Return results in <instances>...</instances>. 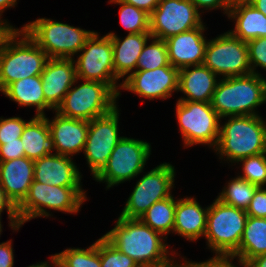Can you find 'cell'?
I'll return each mask as SVG.
<instances>
[{"label": "cell", "mask_w": 266, "mask_h": 267, "mask_svg": "<svg viewBox=\"0 0 266 267\" xmlns=\"http://www.w3.org/2000/svg\"><path fill=\"white\" fill-rule=\"evenodd\" d=\"M103 237L120 252L132 258L139 267H162L171 264L175 259L169 257V247L163 242L167 237L152 230L139 218L119 216L115 227Z\"/></svg>", "instance_id": "cell-1"}, {"label": "cell", "mask_w": 266, "mask_h": 267, "mask_svg": "<svg viewBox=\"0 0 266 267\" xmlns=\"http://www.w3.org/2000/svg\"><path fill=\"white\" fill-rule=\"evenodd\" d=\"M264 103L266 78L253 73L221 78L210 102L221 119L228 116L259 115L255 109Z\"/></svg>", "instance_id": "cell-2"}, {"label": "cell", "mask_w": 266, "mask_h": 267, "mask_svg": "<svg viewBox=\"0 0 266 267\" xmlns=\"http://www.w3.org/2000/svg\"><path fill=\"white\" fill-rule=\"evenodd\" d=\"M48 60L23 29H13L0 47V91L25 77L41 75Z\"/></svg>", "instance_id": "cell-3"}, {"label": "cell", "mask_w": 266, "mask_h": 267, "mask_svg": "<svg viewBox=\"0 0 266 267\" xmlns=\"http://www.w3.org/2000/svg\"><path fill=\"white\" fill-rule=\"evenodd\" d=\"M214 150L228 162L266 152V122L260 115L228 116Z\"/></svg>", "instance_id": "cell-4"}, {"label": "cell", "mask_w": 266, "mask_h": 267, "mask_svg": "<svg viewBox=\"0 0 266 267\" xmlns=\"http://www.w3.org/2000/svg\"><path fill=\"white\" fill-rule=\"evenodd\" d=\"M248 214L218 198L209 206L205 238L214 258H230L238 249Z\"/></svg>", "instance_id": "cell-5"}, {"label": "cell", "mask_w": 266, "mask_h": 267, "mask_svg": "<svg viewBox=\"0 0 266 267\" xmlns=\"http://www.w3.org/2000/svg\"><path fill=\"white\" fill-rule=\"evenodd\" d=\"M81 187H60L33 180L23 202L17 207L20 225L36 217H49L46 209L78 213L86 200Z\"/></svg>", "instance_id": "cell-6"}, {"label": "cell", "mask_w": 266, "mask_h": 267, "mask_svg": "<svg viewBox=\"0 0 266 267\" xmlns=\"http://www.w3.org/2000/svg\"><path fill=\"white\" fill-rule=\"evenodd\" d=\"M22 29L49 58H74L95 32L47 18H38Z\"/></svg>", "instance_id": "cell-7"}, {"label": "cell", "mask_w": 266, "mask_h": 267, "mask_svg": "<svg viewBox=\"0 0 266 267\" xmlns=\"http://www.w3.org/2000/svg\"><path fill=\"white\" fill-rule=\"evenodd\" d=\"M118 97L107 84L84 80L78 87L71 86L56 112L67 118L91 121L117 107Z\"/></svg>", "instance_id": "cell-8"}, {"label": "cell", "mask_w": 266, "mask_h": 267, "mask_svg": "<svg viewBox=\"0 0 266 267\" xmlns=\"http://www.w3.org/2000/svg\"><path fill=\"white\" fill-rule=\"evenodd\" d=\"M176 116L184 147L204 144L215 148L221 118L207 102L177 101Z\"/></svg>", "instance_id": "cell-9"}, {"label": "cell", "mask_w": 266, "mask_h": 267, "mask_svg": "<svg viewBox=\"0 0 266 267\" xmlns=\"http://www.w3.org/2000/svg\"><path fill=\"white\" fill-rule=\"evenodd\" d=\"M100 37L94 32L80 50L82 54L74 60L77 79L107 84L119 96L121 83L118 84L115 77L111 38L108 35Z\"/></svg>", "instance_id": "cell-10"}, {"label": "cell", "mask_w": 266, "mask_h": 267, "mask_svg": "<svg viewBox=\"0 0 266 267\" xmlns=\"http://www.w3.org/2000/svg\"><path fill=\"white\" fill-rule=\"evenodd\" d=\"M150 154V143L123 136L114 147L107 166L95 180L106 182L107 189L119 185V183L130 181L143 172Z\"/></svg>", "instance_id": "cell-11"}, {"label": "cell", "mask_w": 266, "mask_h": 267, "mask_svg": "<svg viewBox=\"0 0 266 267\" xmlns=\"http://www.w3.org/2000/svg\"><path fill=\"white\" fill-rule=\"evenodd\" d=\"M175 169L169 163H162L137 181L133 192L120 214L122 218H140L155 202L171 196Z\"/></svg>", "instance_id": "cell-12"}, {"label": "cell", "mask_w": 266, "mask_h": 267, "mask_svg": "<svg viewBox=\"0 0 266 267\" xmlns=\"http://www.w3.org/2000/svg\"><path fill=\"white\" fill-rule=\"evenodd\" d=\"M203 64L222 78L252 74L247 43L229 31L208 41Z\"/></svg>", "instance_id": "cell-13"}, {"label": "cell", "mask_w": 266, "mask_h": 267, "mask_svg": "<svg viewBox=\"0 0 266 267\" xmlns=\"http://www.w3.org/2000/svg\"><path fill=\"white\" fill-rule=\"evenodd\" d=\"M118 112L115 107L108 114L89 121L83 152L94 178L107 166L114 147L123 138L118 134Z\"/></svg>", "instance_id": "cell-14"}, {"label": "cell", "mask_w": 266, "mask_h": 267, "mask_svg": "<svg viewBox=\"0 0 266 267\" xmlns=\"http://www.w3.org/2000/svg\"><path fill=\"white\" fill-rule=\"evenodd\" d=\"M202 24L201 14L190 0H160L150 14V34L160 40L195 29Z\"/></svg>", "instance_id": "cell-15"}, {"label": "cell", "mask_w": 266, "mask_h": 267, "mask_svg": "<svg viewBox=\"0 0 266 267\" xmlns=\"http://www.w3.org/2000/svg\"><path fill=\"white\" fill-rule=\"evenodd\" d=\"M179 69L171 66L154 70H136L121 83V89L133 92L139 97L167 99L174 91L178 92Z\"/></svg>", "instance_id": "cell-16"}, {"label": "cell", "mask_w": 266, "mask_h": 267, "mask_svg": "<svg viewBox=\"0 0 266 267\" xmlns=\"http://www.w3.org/2000/svg\"><path fill=\"white\" fill-rule=\"evenodd\" d=\"M40 76L45 102L56 111L66 93L78 80L74 59L49 58Z\"/></svg>", "instance_id": "cell-17"}, {"label": "cell", "mask_w": 266, "mask_h": 267, "mask_svg": "<svg viewBox=\"0 0 266 267\" xmlns=\"http://www.w3.org/2000/svg\"><path fill=\"white\" fill-rule=\"evenodd\" d=\"M205 25L167 38L169 63L178 69L201 65L205 59L208 41L204 37Z\"/></svg>", "instance_id": "cell-18"}, {"label": "cell", "mask_w": 266, "mask_h": 267, "mask_svg": "<svg viewBox=\"0 0 266 267\" xmlns=\"http://www.w3.org/2000/svg\"><path fill=\"white\" fill-rule=\"evenodd\" d=\"M53 120L47 119L50 136L55 152L64 156H73L84 150L89 121L61 116L55 111Z\"/></svg>", "instance_id": "cell-19"}, {"label": "cell", "mask_w": 266, "mask_h": 267, "mask_svg": "<svg viewBox=\"0 0 266 267\" xmlns=\"http://www.w3.org/2000/svg\"><path fill=\"white\" fill-rule=\"evenodd\" d=\"M69 156L49 154L34 160V180L52 186L81 187L82 175Z\"/></svg>", "instance_id": "cell-20"}, {"label": "cell", "mask_w": 266, "mask_h": 267, "mask_svg": "<svg viewBox=\"0 0 266 267\" xmlns=\"http://www.w3.org/2000/svg\"><path fill=\"white\" fill-rule=\"evenodd\" d=\"M33 180L34 160L20 157L0 161V185L16 207L27 196Z\"/></svg>", "instance_id": "cell-21"}, {"label": "cell", "mask_w": 266, "mask_h": 267, "mask_svg": "<svg viewBox=\"0 0 266 267\" xmlns=\"http://www.w3.org/2000/svg\"><path fill=\"white\" fill-rule=\"evenodd\" d=\"M216 78L217 75L204 64L179 69L178 91L186 97H181L178 101L210 103L220 80Z\"/></svg>", "instance_id": "cell-22"}, {"label": "cell", "mask_w": 266, "mask_h": 267, "mask_svg": "<svg viewBox=\"0 0 266 267\" xmlns=\"http://www.w3.org/2000/svg\"><path fill=\"white\" fill-rule=\"evenodd\" d=\"M209 206L202 208L195 198L176 200L173 233L189 241H196L205 235Z\"/></svg>", "instance_id": "cell-23"}, {"label": "cell", "mask_w": 266, "mask_h": 267, "mask_svg": "<svg viewBox=\"0 0 266 267\" xmlns=\"http://www.w3.org/2000/svg\"><path fill=\"white\" fill-rule=\"evenodd\" d=\"M113 46V63L115 77L120 80L129 76L137 68L138 57L144 45L151 40L150 33L128 34L121 40L114 32L107 34ZM128 74V75H127Z\"/></svg>", "instance_id": "cell-24"}, {"label": "cell", "mask_w": 266, "mask_h": 267, "mask_svg": "<svg viewBox=\"0 0 266 267\" xmlns=\"http://www.w3.org/2000/svg\"><path fill=\"white\" fill-rule=\"evenodd\" d=\"M227 16L236 21L229 32L243 42L266 37V16L248 1H234Z\"/></svg>", "instance_id": "cell-25"}, {"label": "cell", "mask_w": 266, "mask_h": 267, "mask_svg": "<svg viewBox=\"0 0 266 267\" xmlns=\"http://www.w3.org/2000/svg\"><path fill=\"white\" fill-rule=\"evenodd\" d=\"M25 157L31 160L40 159L55 151L54 142L46 116H34L24 127L21 135Z\"/></svg>", "instance_id": "cell-26"}, {"label": "cell", "mask_w": 266, "mask_h": 267, "mask_svg": "<svg viewBox=\"0 0 266 267\" xmlns=\"http://www.w3.org/2000/svg\"><path fill=\"white\" fill-rule=\"evenodd\" d=\"M2 93L22 107H36V115L45 116V109L52 108L45 102L40 75L25 77L9 84Z\"/></svg>", "instance_id": "cell-27"}, {"label": "cell", "mask_w": 266, "mask_h": 267, "mask_svg": "<svg viewBox=\"0 0 266 267\" xmlns=\"http://www.w3.org/2000/svg\"><path fill=\"white\" fill-rule=\"evenodd\" d=\"M266 254V218L248 216L239 249L230 257L246 264L256 256Z\"/></svg>", "instance_id": "cell-28"}, {"label": "cell", "mask_w": 266, "mask_h": 267, "mask_svg": "<svg viewBox=\"0 0 266 267\" xmlns=\"http://www.w3.org/2000/svg\"><path fill=\"white\" fill-rule=\"evenodd\" d=\"M176 200L170 197L155 202L140 216V220L152 230L160 232L163 236L173 233Z\"/></svg>", "instance_id": "cell-29"}, {"label": "cell", "mask_w": 266, "mask_h": 267, "mask_svg": "<svg viewBox=\"0 0 266 267\" xmlns=\"http://www.w3.org/2000/svg\"><path fill=\"white\" fill-rule=\"evenodd\" d=\"M226 186H224L217 198L227 205L244 211L249 207L255 191L259 188V186L238 176L230 180V182L228 181Z\"/></svg>", "instance_id": "cell-30"}, {"label": "cell", "mask_w": 266, "mask_h": 267, "mask_svg": "<svg viewBox=\"0 0 266 267\" xmlns=\"http://www.w3.org/2000/svg\"><path fill=\"white\" fill-rule=\"evenodd\" d=\"M54 256L65 267H101L100 238L87 249L69 248Z\"/></svg>", "instance_id": "cell-31"}, {"label": "cell", "mask_w": 266, "mask_h": 267, "mask_svg": "<svg viewBox=\"0 0 266 267\" xmlns=\"http://www.w3.org/2000/svg\"><path fill=\"white\" fill-rule=\"evenodd\" d=\"M109 3L120 5V23L128 34L150 33V14L122 0H110Z\"/></svg>", "instance_id": "cell-32"}, {"label": "cell", "mask_w": 266, "mask_h": 267, "mask_svg": "<svg viewBox=\"0 0 266 267\" xmlns=\"http://www.w3.org/2000/svg\"><path fill=\"white\" fill-rule=\"evenodd\" d=\"M151 43L143 47L138 57L136 70H154L159 67L171 66L168 60V49L165 40L151 38Z\"/></svg>", "instance_id": "cell-33"}, {"label": "cell", "mask_w": 266, "mask_h": 267, "mask_svg": "<svg viewBox=\"0 0 266 267\" xmlns=\"http://www.w3.org/2000/svg\"><path fill=\"white\" fill-rule=\"evenodd\" d=\"M243 174L238 177L259 187L266 185V152L239 160Z\"/></svg>", "instance_id": "cell-34"}, {"label": "cell", "mask_w": 266, "mask_h": 267, "mask_svg": "<svg viewBox=\"0 0 266 267\" xmlns=\"http://www.w3.org/2000/svg\"><path fill=\"white\" fill-rule=\"evenodd\" d=\"M101 267H139L129 256L120 252L103 236L100 238Z\"/></svg>", "instance_id": "cell-35"}, {"label": "cell", "mask_w": 266, "mask_h": 267, "mask_svg": "<svg viewBox=\"0 0 266 267\" xmlns=\"http://www.w3.org/2000/svg\"><path fill=\"white\" fill-rule=\"evenodd\" d=\"M30 120H24L20 117H10L3 119L0 117V145L6 142L17 141L20 138L24 127Z\"/></svg>", "instance_id": "cell-36"}, {"label": "cell", "mask_w": 266, "mask_h": 267, "mask_svg": "<svg viewBox=\"0 0 266 267\" xmlns=\"http://www.w3.org/2000/svg\"><path fill=\"white\" fill-rule=\"evenodd\" d=\"M249 63L253 74L256 72V67H261L266 70V37L255 38L247 42Z\"/></svg>", "instance_id": "cell-37"}, {"label": "cell", "mask_w": 266, "mask_h": 267, "mask_svg": "<svg viewBox=\"0 0 266 267\" xmlns=\"http://www.w3.org/2000/svg\"><path fill=\"white\" fill-rule=\"evenodd\" d=\"M248 216L266 218V188L259 187L246 210Z\"/></svg>", "instance_id": "cell-38"}, {"label": "cell", "mask_w": 266, "mask_h": 267, "mask_svg": "<svg viewBox=\"0 0 266 267\" xmlns=\"http://www.w3.org/2000/svg\"><path fill=\"white\" fill-rule=\"evenodd\" d=\"M5 209L7 210L8 219L10 220L9 226H11L13 230H16V231L19 230L21 225H20L19 216L17 213V207L8 198L4 189L0 185V220H1V213Z\"/></svg>", "instance_id": "cell-39"}, {"label": "cell", "mask_w": 266, "mask_h": 267, "mask_svg": "<svg viewBox=\"0 0 266 267\" xmlns=\"http://www.w3.org/2000/svg\"><path fill=\"white\" fill-rule=\"evenodd\" d=\"M20 157H25L21 138H17V141L6 142L0 145V161L17 159Z\"/></svg>", "instance_id": "cell-40"}, {"label": "cell", "mask_w": 266, "mask_h": 267, "mask_svg": "<svg viewBox=\"0 0 266 267\" xmlns=\"http://www.w3.org/2000/svg\"><path fill=\"white\" fill-rule=\"evenodd\" d=\"M190 1H193L195 7L198 10H200L199 8H203L206 10L221 8L224 11V14L227 15L230 6L234 2L233 0H190Z\"/></svg>", "instance_id": "cell-41"}, {"label": "cell", "mask_w": 266, "mask_h": 267, "mask_svg": "<svg viewBox=\"0 0 266 267\" xmlns=\"http://www.w3.org/2000/svg\"><path fill=\"white\" fill-rule=\"evenodd\" d=\"M14 254L12 240L0 243V267H13Z\"/></svg>", "instance_id": "cell-42"}, {"label": "cell", "mask_w": 266, "mask_h": 267, "mask_svg": "<svg viewBox=\"0 0 266 267\" xmlns=\"http://www.w3.org/2000/svg\"><path fill=\"white\" fill-rule=\"evenodd\" d=\"M183 267H226V258H214L204 262H192L184 260Z\"/></svg>", "instance_id": "cell-43"}, {"label": "cell", "mask_w": 266, "mask_h": 267, "mask_svg": "<svg viewBox=\"0 0 266 267\" xmlns=\"http://www.w3.org/2000/svg\"><path fill=\"white\" fill-rule=\"evenodd\" d=\"M127 4L133 5L139 9L151 14L157 7L160 0H122Z\"/></svg>", "instance_id": "cell-44"}, {"label": "cell", "mask_w": 266, "mask_h": 267, "mask_svg": "<svg viewBox=\"0 0 266 267\" xmlns=\"http://www.w3.org/2000/svg\"><path fill=\"white\" fill-rule=\"evenodd\" d=\"M247 267H266V254L259 255L249 260L246 264Z\"/></svg>", "instance_id": "cell-45"}, {"label": "cell", "mask_w": 266, "mask_h": 267, "mask_svg": "<svg viewBox=\"0 0 266 267\" xmlns=\"http://www.w3.org/2000/svg\"><path fill=\"white\" fill-rule=\"evenodd\" d=\"M253 7L266 16V0H247Z\"/></svg>", "instance_id": "cell-46"}, {"label": "cell", "mask_w": 266, "mask_h": 267, "mask_svg": "<svg viewBox=\"0 0 266 267\" xmlns=\"http://www.w3.org/2000/svg\"><path fill=\"white\" fill-rule=\"evenodd\" d=\"M17 0H0V17L7 8L15 7Z\"/></svg>", "instance_id": "cell-47"}, {"label": "cell", "mask_w": 266, "mask_h": 267, "mask_svg": "<svg viewBox=\"0 0 266 267\" xmlns=\"http://www.w3.org/2000/svg\"><path fill=\"white\" fill-rule=\"evenodd\" d=\"M13 29H0V47L5 38L12 32Z\"/></svg>", "instance_id": "cell-48"}, {"label": "cell", "mask_w": 266, "mask_h": 267, "mask_svg": "<svg viewBox=\"0 0 266 267\" xmlns=\"http://www.w3.org/2000/svg\"><path fill=\"white\" fill-rule=\"evenodd\" d=\"M51 258H50V262L49 263H51V265H50V267L52 266V264H53V267H65L54 255H51L50 256Z\"/></svg>", "instance_id": "cell-49"}, {"label": "cell", "mask_w": 266, "mask_h": 267, "mask_svg": "<svg viewBox=\"0 0 266 267\" xmlns=\"http://www.w3.org/2000/svg\"><path fill=\"white\" fill-rule=\"evenodd\" d=\"M0 29H17V28L15 27L13 28V26H11L6 20L2 21L0 17Z\"/></svg>", "instance_id": "cell-50"}, {"label": "cell", "mask_w": 266, "mask_h": 267, "mask_svg": "<svg viewBox=\"0 0 266 267\" xmlns=\"http://www.w3.org/2000/svg\"><path fill=\"white\" fill-rule=\"evenodd\" d=\"M232 259L226 258V267H237L236 265H233ZM241 267H247L245 264H239Z\"/></svg>", "instance_id": "cell-51"}, {"label": "cell", "mask_w": 266, "mask_h": 267, "mask_svg": "<svg viewBox=\"0 0 266 267\" xmlns=\"http://www.w3.org/2000/svg\"><path fill=\"white\" fill-rule=\"evenodd\" d=\"M28 267H50V264L49 262L45 261V262H41L40 264L37 263V264H33V265H30Z\"/></svg>", "instance_id": "cell-52"}, {"label": "cell", "mask_w": 266, "mask_h": 267, "mask_svg": "<svg viewBox=\"0 0 266 267\" xmlns=\"http://www.w3.org/2000/svg\"><path fill=\"white\" fill-rule=\"evenodd\" d=\"M175 263H176V260H175V262L173 261L171 264L165 265V266H162V267H183V264H181V263L178 264V262L176 264Z\"/></svg>", "instance_id": "cell-53"}, {"label": "cell", "mask_w": 266, "mask_h": 267, "mask_svg": "<svg viewBox=\"0 0 266 267\" xmlns=\"http://www.w3.org/2000/svg\"><path fill=\"white\" fill-rule=\"evenodd\" d=\"M1 232H2V224H1V220H0V235H1Z\"/></svg>", "instance_id": "cell-54"}]
</instances>
